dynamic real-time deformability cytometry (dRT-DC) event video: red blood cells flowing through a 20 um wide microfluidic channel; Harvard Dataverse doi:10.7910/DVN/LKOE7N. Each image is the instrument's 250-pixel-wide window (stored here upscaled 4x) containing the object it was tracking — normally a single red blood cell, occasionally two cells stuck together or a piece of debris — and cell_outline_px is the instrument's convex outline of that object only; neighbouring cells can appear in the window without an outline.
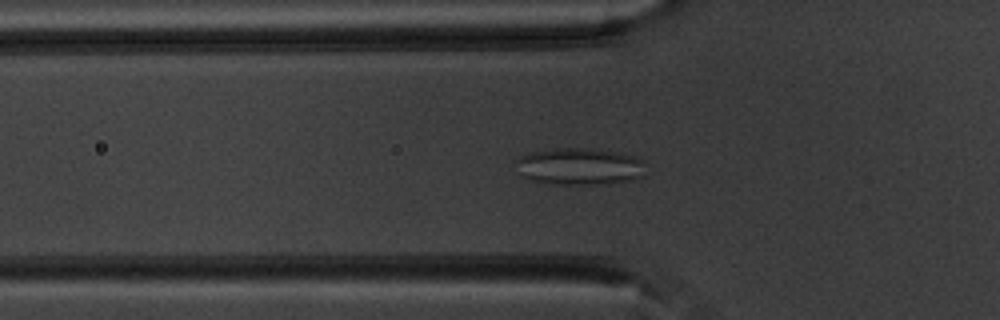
{"species": "common noctule bat (a hibernating species)", "species_latin": "Nyctalus noctula", "temperature_condition": "warm", "stored_images_in_passage": 44, "camera_frame_rate_fps": 3000, "um_per_image_px": 0.085, "animal": {"sex": "male", "body_mass_g": 20.1, "forearm_length_mm": 53.5}, "frame": {"image": 1, "passage_image": 9, "time_ms": 2.667, "image_size_px": [1000, 320], "cell_outline_px": [[644, 176], [632, 180], [596, 184], [548, 184], [532, 180], [520, 176], [516, 160], [520, 156], [532, 152], [552, 148], [592, 148], [616, 152], [632, 156], [644, 160]], "centroid_in_image_um": [49.25, 14.14], "position_along_channel_um": 76.6, "area_um2": 28.03}}
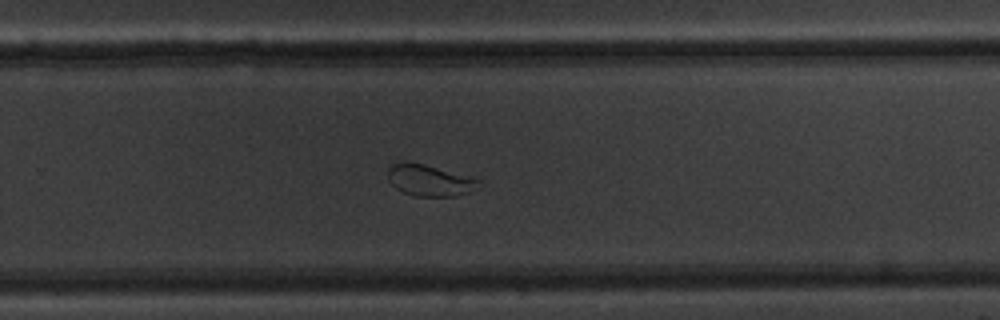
{"frame": {"image": 2, "passage_image": 26, "time_ms": 8.333, "image_size_px": [1000, 320], "cell_outline_px": [[480, 188], [472, 192], [456, 196], [416, 196], [404, 192], [396, 188], [388, 180], [388, 168], [392, 164], [424, 164], [480, 180]], "centroid_in_image_um": [36.56, 15.37], "position_along_channel_um": 293.2, "area_um2": 16.18}}
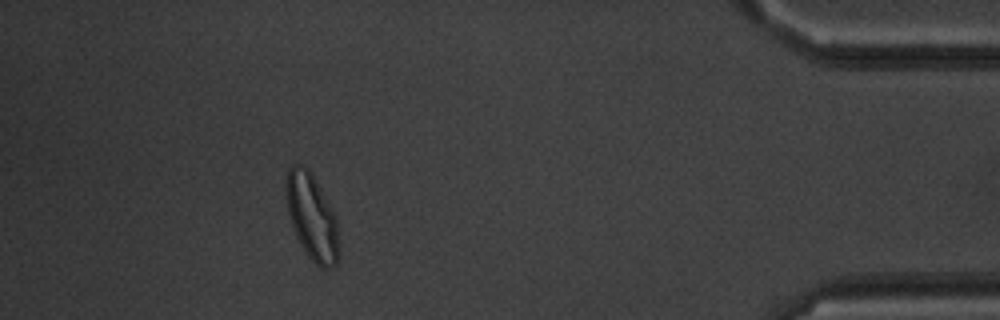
{"frame": {"image": 3, "passage_image": 39, "time_ms": 12.667, "image_size_px": [1000, 320], "cell_outline_px": [[340, 256], [336, 264], [332, 268], [320, 268], [308, 256], [296, 236], [288, 212], [284, 188], [284, 184], [288, 168], [292, 164], [300, 164], [308, 168], [336, 216], [340, 252]], "centroid_in_image_um": [26.51, 18.45], "position_along_channel_um": 408.7, "area_um2": 26.65}, "authors_computed_cell_mechanics": {"area_um2": 23.4379, "velocity_mm_per_s": 3.8167, "shape_relaxation_time_tau1_ms": null, "shape_relaxation_time_tau2_ms": 0.985, "deformation_change_tau1": null, "deformation_change_tau2": 0.0667}}